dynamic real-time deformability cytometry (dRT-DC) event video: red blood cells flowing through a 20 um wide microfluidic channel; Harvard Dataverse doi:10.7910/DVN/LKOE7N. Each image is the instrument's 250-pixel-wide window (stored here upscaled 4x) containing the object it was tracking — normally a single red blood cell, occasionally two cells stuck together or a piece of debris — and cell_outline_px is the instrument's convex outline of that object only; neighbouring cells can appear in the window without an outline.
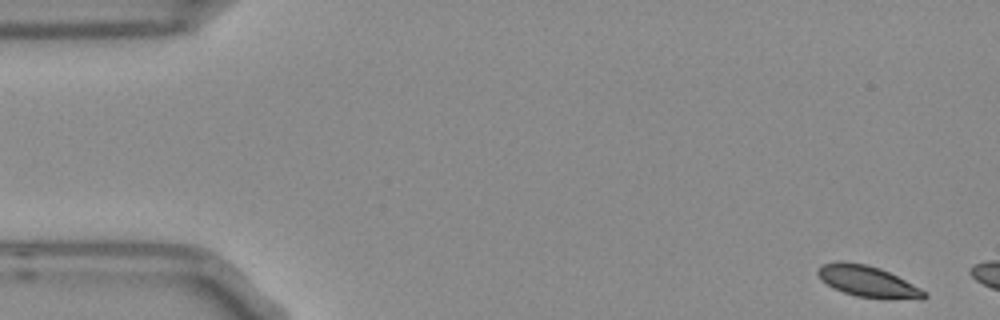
{"species": "Egyptian fruit bat (a non-hibernating species)", "species_latin": "Rousettus aegyptiacus", "temperature_condition": "room temperature", "stored_images_in_passage": 12, "camera_frame_rate_fps": 3000, "um_per_image_px": 0.085, "frame": {"image": 1, "passage_image": 1, "time_ms": 0.0, "image_size_px": [1000, 320], "cell_outline_px": [[928, 296], [924, 300], [920, 300], [856, 296], [832, 288], [820, 280], [816, 272], [816, 268], [820, 264], [836, 260], [844, 260], [868, 264], [880, 268], [928, 292]], "centroid_in_image_um": [73.7, 23.89], "position_along_channel_um": 11.3, "area_um2": 19.71}}
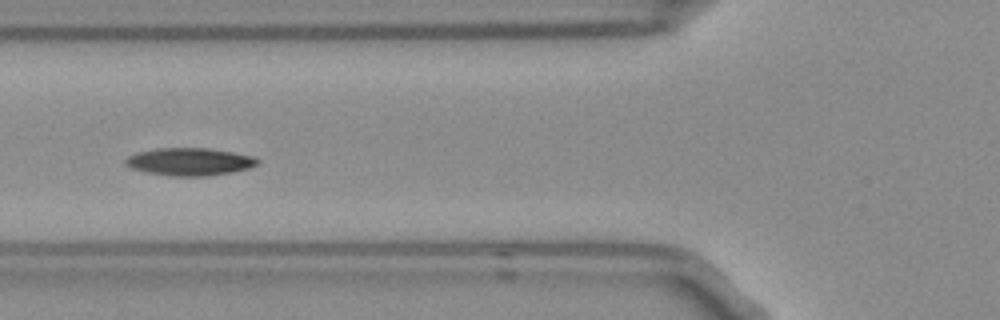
{"frame": {"image": 2, "passage_image": 7, "time_ms": 2.0, "image_size_px": [1000, 320], "cell_outline_px": [[260, 160], [256, 164], [248, 168], [232, 172], [208, 176], [172, 176], [148, 172], [132, 168], [124, 164], [124, 160], [128, 156], [136, 152], [156, 148], [208, 148], [232, 152], [252, 156]], "centroid_in_image_um": [16.08, 13.74], "position_along_channel_um": 109.7, "area_um2": 21.15}}
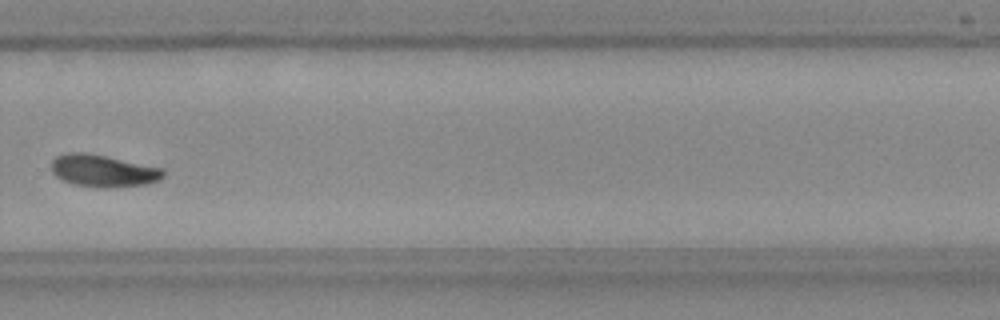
{"frame": {"image": 3, "passage_image": 12, "time_ms": 3.667, "image_size_px": [1000, 320], "cell_outline_px": [[164, 176], [160, 180], [148, 184], [104, 188], [76, 184], [64, 180], [56, 176], [52, 172], [52, 160], [56, 156], [68, 152], [84, 152], [164, 168]], "centroid_in_image_um": [8.79, 14.51], "position_along_channel_um": 321.0, "area_um2": 20.81}}